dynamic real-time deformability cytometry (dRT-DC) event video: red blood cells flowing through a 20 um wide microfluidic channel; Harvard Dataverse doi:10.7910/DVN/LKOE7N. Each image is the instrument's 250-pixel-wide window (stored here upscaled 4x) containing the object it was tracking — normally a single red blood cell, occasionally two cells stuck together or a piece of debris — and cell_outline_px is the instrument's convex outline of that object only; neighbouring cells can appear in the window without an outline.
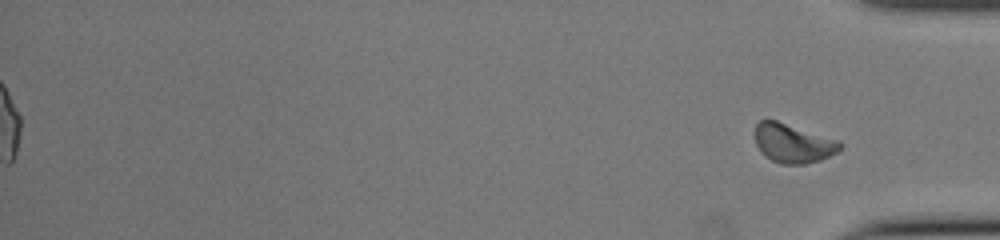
{"species": "common noctule bat (a hibernating species)", "species_latin": "Nyctalus noctula", "temperature_condition": "cold", "stored_images_in_passage": 50, "segment_of_instrument_passage": [2, 2], "camera_frame_rate_fps": 3000, "um_per_image_px": 0.085, "animal": {"sex": "female", "body_mass_g": 22.0, "forearm_length_mm": 56.7}, "frame": {"image": 1, "passage_image": 50, "time_ms": 16.333, "image_size_px": [1000, 240], "cell_outline_px": [[844, 144], [836, 152], [820, 160], [804, 164], [780, 164], [764, 156], [760, 152], [756, 144], [756, 124], [760, 120], [776, 120], [840, 140]], "centroid_in_image_um": [67.41, 12.18], "position_along_channel_um": 367.8, "area_um2": 19.36}}